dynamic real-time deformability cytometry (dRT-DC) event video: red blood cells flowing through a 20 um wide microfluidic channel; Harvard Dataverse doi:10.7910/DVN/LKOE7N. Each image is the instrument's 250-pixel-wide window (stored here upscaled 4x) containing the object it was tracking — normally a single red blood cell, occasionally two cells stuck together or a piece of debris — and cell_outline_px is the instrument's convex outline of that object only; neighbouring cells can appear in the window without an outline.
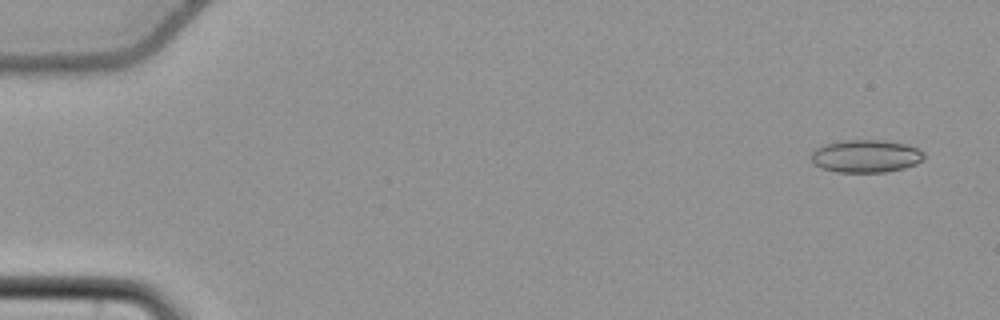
{"species": "common noctule bat (a hibernating species)", "species_latin": "Nyctalus noctula", "temperature_condition": "cold", "stored_images_in_passage": 56, "camera_frame_rate_fps": 3000, "um_per_image_px": 0.085, "animal": {"sex": "female", "body_mass_g": 22.7, "forearm_length_mm": 54.2}, "frame": {"image": 1, "passage_image": 3, "time_ms": 0.667, "image_size_px": [1000, 320], "cell_outline_px": [[924, 160], [916, 164], [904, 168], [884, 172], [836, 172], [820, 168], [812, 160], [812, 152], [816, 148], [824, 144], [836, 140], [880, 140], [908, 144], [924, 152]], "centroid_in_image_um": [73.6, 13.26], "position_along_channel_um": 11.4, "area_um2": 21.68}}
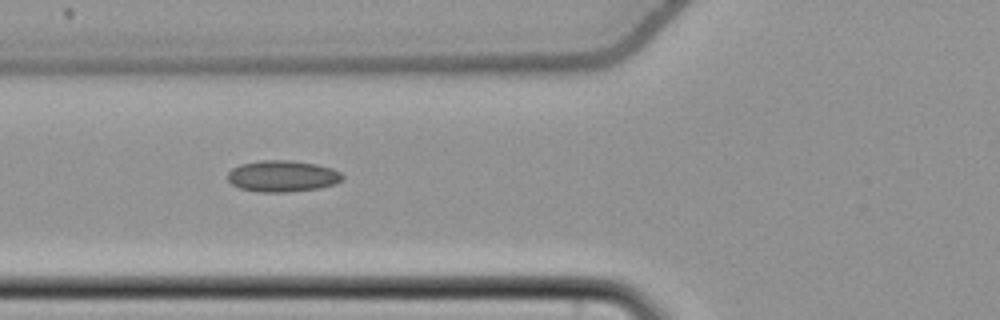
{"frame": {"image": 2, "passage_image": 22, "time_ms": 7.0, "image_size_px": [1000, 320], "cell_outline_px": [[344, 176], [336, 184], [320, 188], [288, 192], [260, 192], [240, 188], [232, 184], [228, 180], [228, 172], [232, 168], [240, 164], [260, 160], [288, 160], [316, 164], [332, 168], [340, 172]], "centroid_in_image_um": [24.01, 14.97], "position_along_channel_um": 101.8, "area_um2": 21.04}}
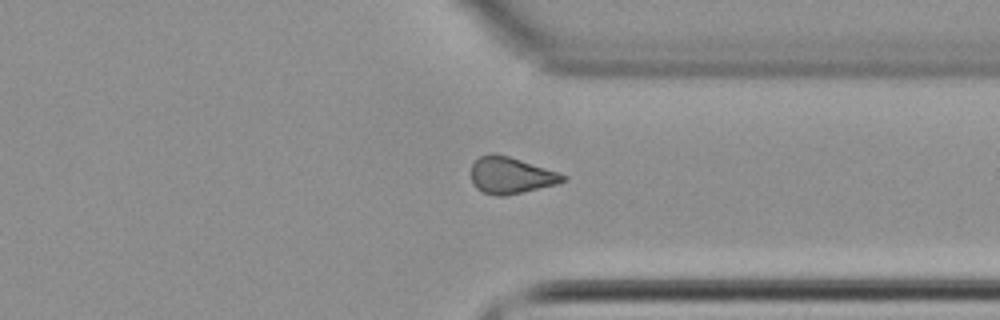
{"frame": {"image": 3, "passage_image": 43, "time_ms": 14.0, "image_size_px": [1000, 320], "cell_outline_px": [[564, 180], [556, 184], [504, 196], [496, 196], [484, 192], [476, 188], [472, 184], [472, 164], [480, 156], [492, 152], [508, 156], [560, 172], [564, 176]], "centroid_in_image_um": [43.39, 14.9], "position_along_channel_um": 368.0, "area_um2": 19.36}}